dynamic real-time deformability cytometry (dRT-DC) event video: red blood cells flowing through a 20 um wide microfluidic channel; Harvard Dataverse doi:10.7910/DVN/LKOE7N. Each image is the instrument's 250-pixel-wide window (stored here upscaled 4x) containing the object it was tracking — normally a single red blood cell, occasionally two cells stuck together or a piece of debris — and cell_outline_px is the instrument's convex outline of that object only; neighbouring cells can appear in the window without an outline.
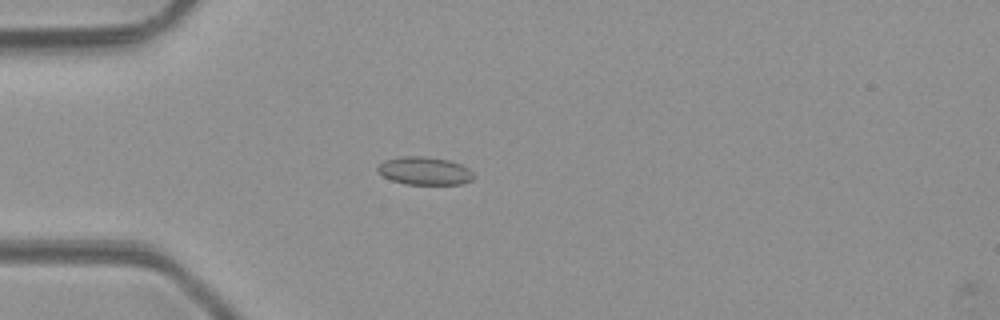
{"species": "common noctule bat (a hibernating species)", "species_latin": "Nyctalus noctula", "temperature_condition": "room temperature", "stored_images_in_passage": 4, "camera_frame_rate_fps": 3000, "um_per_image_px": 0.085, "animal": {"sex": "male", "body_mass_g": 23.1, "forearm_length_mm": 52.7}, "frame": {"image": 1, "passage_image": 4, "time_ms": 3.333, "image_size_px": [1000, 320], "cell_outline_px": [[472, 180], [460, 184], [404, 184], [392, 180], [384, 176], [376, 168], [384, 160], [400, 156], [424, 156], [448, 160], [460, 164], [468, 168], [472, 172]], "centroid_in_image_um": [36.07, 14.52], "position_along_channel_um": 48.9, "area_um2": 15.49}}